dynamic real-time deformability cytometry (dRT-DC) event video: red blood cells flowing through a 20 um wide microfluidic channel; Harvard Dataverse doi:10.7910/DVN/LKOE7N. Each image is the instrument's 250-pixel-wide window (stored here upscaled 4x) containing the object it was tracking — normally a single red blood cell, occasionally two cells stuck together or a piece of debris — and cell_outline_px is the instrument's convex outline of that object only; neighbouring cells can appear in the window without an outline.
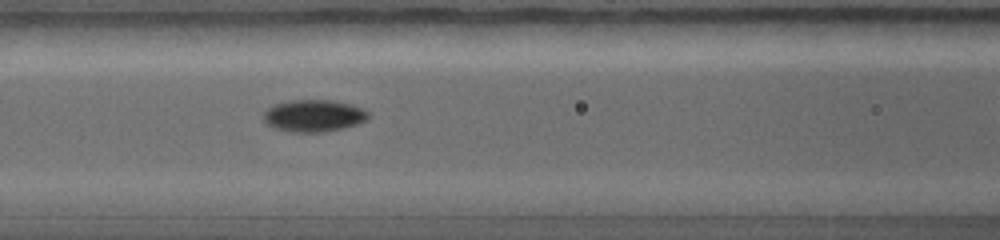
{"species": "common noctule bat (a hibernating species)", "species_latin": "Nyctalus noctula", "temperature_condition": "warm", "stored_images_in_passage": 10, "camera_frame_rate_fps": 5000, "um_per_image_px": 0.085, "animal": {"sex": "female", "body_mass_g": 19.0, "forearm_length_mm": 56.7}, "frame": {"image": 1, "passage_image": 6, "time_ms": 2.4, "image_size_px": [1000, 240], "cell_outline_px": [[368, 120], [344, 128], [324, 132], [288, 132], [272, 128], [264, 120], [264, 112], [276, 104], [300, 100], [324, 100], [344, 104], [360, 108], [368, 112]], "centroid_in_image_um": [26.64, 9.88], "position_along_channel_um": 140.0, "area_um2": 19.07}}
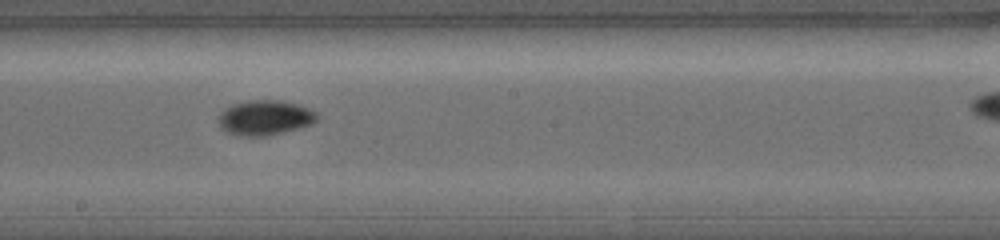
{"frame": {"image": 2, "passage_image": 9, "time_ms": 3.8, "image_size_px": [1000, 240], "cell_outline_px": [[320, 116], [312, 124], [300, 128], [284, 132], [264, 136], [240, 136], [224, 132], [220, 128], [220, 116], [228, 108], [236, 104], [292, 104], [316, 112]], "centroid_in_image_um": [22.54, 10.13], "position_along_channel_um": 225.7, "area_um2": 18.38}}